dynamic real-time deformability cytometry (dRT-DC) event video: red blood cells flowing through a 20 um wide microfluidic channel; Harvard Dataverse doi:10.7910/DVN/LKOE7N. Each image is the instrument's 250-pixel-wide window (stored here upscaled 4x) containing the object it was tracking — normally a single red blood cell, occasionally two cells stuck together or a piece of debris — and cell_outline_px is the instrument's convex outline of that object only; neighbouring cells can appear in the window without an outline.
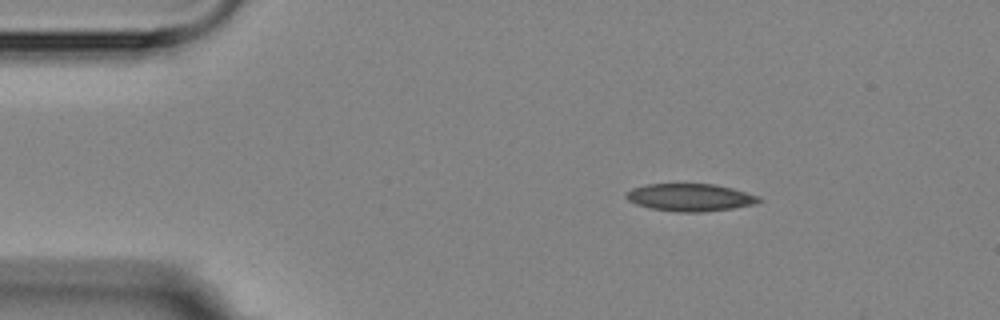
{"species": "Egyptian fruit bat (a non-hibernating species)", "species_latin": "Rousettus aegyptiacus", "temperature_condition": "room temperature", "stored_images_in_passage": 3, "camera_frame_rate_fps": 3000, "um_per_image_px": 0.085, "animal": {"sex": "female"}, "frame": {"image": 1, "passage_image": 1, "time_ms": 0.0, "image_size_px": [1000, 320], "cell_outline_px": [[764, 200], [756, 204], [732, 208], [700, 212], [676, 212], [652, 208], [636, 204], [628, 200], [624, 196], [632, 188], [644, 184], [716, 184], [732, 188], [760, 196]], "centroid_in_image_um": [58.69, 16.77], "position_along_channel_um": 26.3, "area_um2": 21.33}}